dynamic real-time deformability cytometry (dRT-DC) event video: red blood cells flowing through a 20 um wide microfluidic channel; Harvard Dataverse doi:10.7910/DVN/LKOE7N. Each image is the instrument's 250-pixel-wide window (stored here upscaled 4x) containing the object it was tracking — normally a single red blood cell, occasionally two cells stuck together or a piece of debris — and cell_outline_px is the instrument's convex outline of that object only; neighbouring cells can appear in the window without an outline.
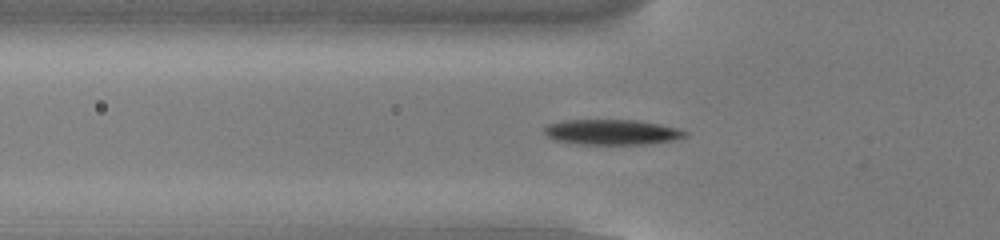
{"species": "common noctule bat (a hibernating species)", "species_latin": "Nyctalus noctula", "temperature_condition": "cold", "stored_images_in_passage": 51, "camera_frame_rate_fps": 3000, "um_per_image_px": 0.085, "animal": {"sex": "male", "body_mass_g": 13.0, "forearm_length_mm": 53.1}, "frame": {"image": 1, "passage_image": 16, "time_ms": 5.0, "image_size_px": [1000, 240], "cell_outline_px": [[688, 136], [672, 140], [644, 144], [580, 144], [556, 140], [548, 136], [544, 132], [544, 128], [548, 124], [564, 120], [636, 120], [660, 124], [676, 128], [688, 132]], "centroid_in_image_um": [52.02, 11.22], "position_along_channel_um": 73.8, "area_um2": 20.58}}
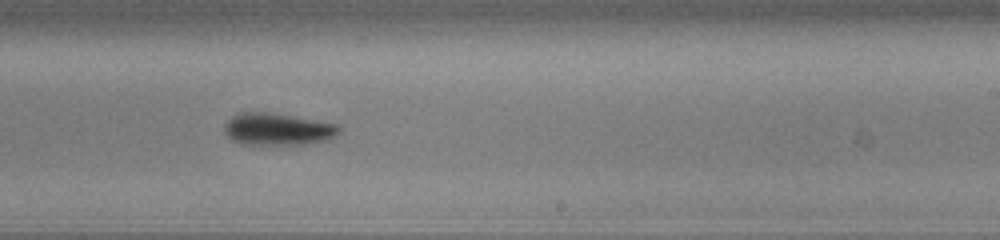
{"frame": {"image": 2, "passage_image": 31, "time_ms": 10.0, "image_size_px": [1000, 240], "cell_outline_px": [[340, 132], [336, 136], [328, 140], [304, 144], [240, 144], [232, 140], [224, 132], [224, 124], [232, 116], [240, 112], [268, 112], [340, 124]], "centroid_in_image_um": [23.61, 10.98], "position_along_channel_um": 265.4, "area_um2": 21.56}}
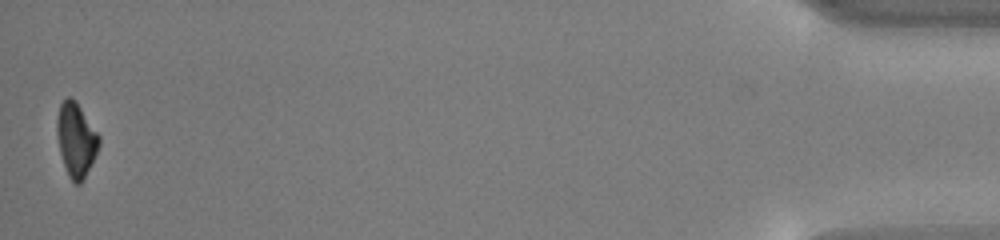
{"frame": {"image": 3, "passage_image": 51, "time_ms": 16.667, "image_size_px": [1000, 240], "cell_outline_px": [[100, 144], [84, 180], [80, 184], [76, 184], [68, 176], [60, 152], [56, 132], [56, 120], [60, 104], [68, 96], [72, 96], [76, 100], [100, 136]], "centroid_in_image_um": [6.46, 11.85], "position_along_channel_um": 428.7, "area_um2": 18.21}, "authors_computed_cell_mechanics": {"area_um2": 19.941, "velocity_mm_per_s": 3.837, "shape_relaxation_time_tau1_ms": 1.9403, "shape_relaxation_time_tau2_ms": null, "deformation_change_tau1": 0.1044, "deformation_change_tau2": null}}